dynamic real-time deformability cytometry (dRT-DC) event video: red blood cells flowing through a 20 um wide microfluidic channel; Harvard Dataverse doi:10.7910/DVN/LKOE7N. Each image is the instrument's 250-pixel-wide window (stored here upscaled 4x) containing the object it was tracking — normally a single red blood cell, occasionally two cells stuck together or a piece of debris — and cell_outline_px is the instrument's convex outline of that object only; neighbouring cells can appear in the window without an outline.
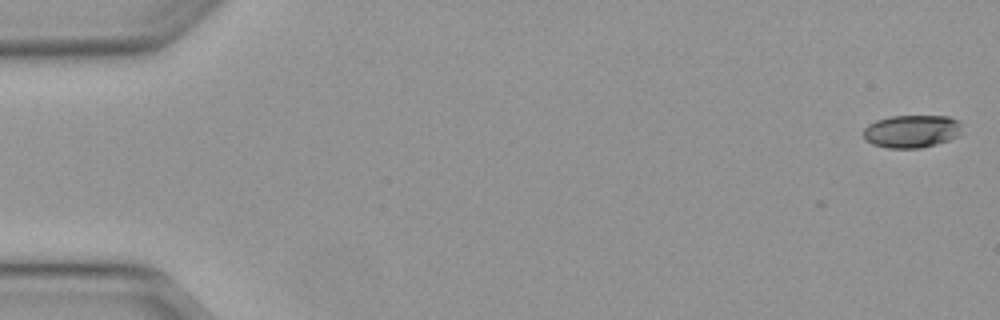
{"species": "Egyptian fruit bat (a non-hibernating species)", "species_latin": "Rousettus aegyptiacus", "temperature_condition": "warm", "stored_images_in_passage": 16, "camera_frame_rate_fps": 3000, "um_per_image_px": 0.085, "animal": {"sex": "female"}, "frame": {"image": 1, "passage_image": 1, "time_ms": 0.0, "image_size_px": [1000, 320], "cell_outline_px": [[960, 136], [936, 144], [920, 148], [888, 148], [872, 144], [864, 136], [864, 128], [868, 124], [876, 120], [892, 116], [948, 116], [960, 120]], "centroid_in_image_um": [77.51, 11.15], "position_along_channel_um": 7.5, "area_um2": 18.84}}